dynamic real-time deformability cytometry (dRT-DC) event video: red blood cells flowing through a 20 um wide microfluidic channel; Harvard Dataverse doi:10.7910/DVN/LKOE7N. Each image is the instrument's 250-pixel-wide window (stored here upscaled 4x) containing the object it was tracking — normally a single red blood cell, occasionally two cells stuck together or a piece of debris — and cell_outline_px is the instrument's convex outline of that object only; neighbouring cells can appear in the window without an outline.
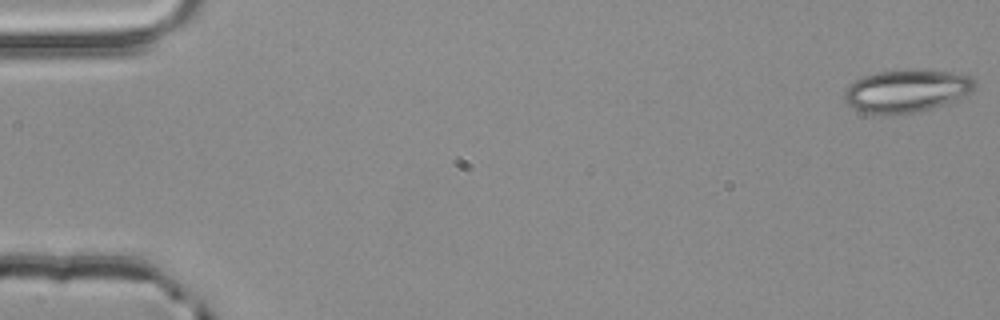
{"species": "common noctule bat (a hibernating species)", "species_latin": "Nyctalus noctula", "temperature_condition": "room temperature", "stored_images_in_passage": 55, "camera_frame_rate_fps": 3000, "um_per_image_px": 0.085, "animal": {"sex": "male", "body_mass_g": 20.4}, "frame": {"image": 1, "passage_image": 1, "time_ms": 0.0, "image_size_px": [1000, 320], "cell_outline_px": [[976, 84], [972, 92], [956, 100], [932, 108], [916, 112], [864, 112], [848, 104], [844, 100], [844, 96], [848, 88], [856, 80], [864, 76], [876, 72], [916, 68], [960, 72], [972, 76], [976, 80]], "centroid_in_image_um": [77.18, 7.66], "position_along_channel_um": 7.8, "area_um2": 32.31}}
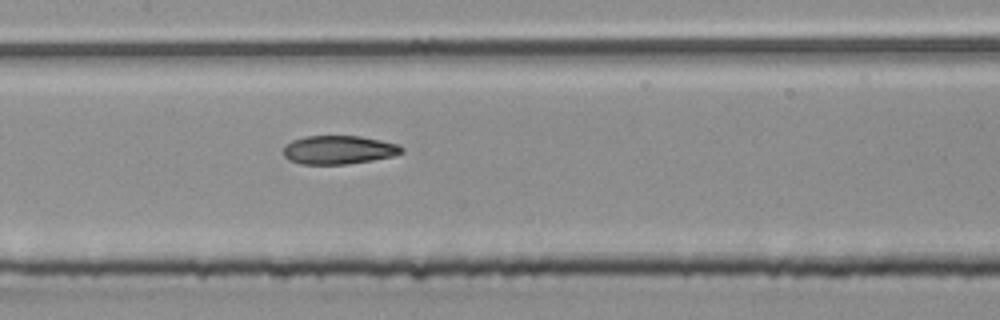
{"frame": {"image": 2, "passage_image": 27, "time_ms": 8.667, "image_size_px": [1000, 320], "cell_outline_px": [[404, 152], [392, 156], [372, 160], [348, 164], [300, 164], [288, 160], [284, 156], [284, 148], [292, 140], [304, 136], [360, 136], [400, 144], [404, 148]], "centroid_in_image_um": [28.81, 12.74], "position_along_channel_um": 178.6, "area_um2": 19.77}}
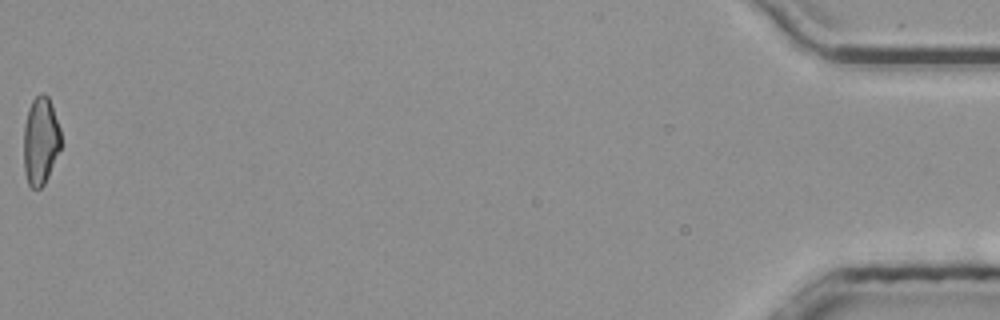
{"frame": {"image": 3, "passage_image": 55, "time_ms": 18.0, "image_size_px": [1000, 320], "cell_outline_px": [[60, 148], [48, 176], [44, 184], [40, 188], [32, 188], [28, 184], [24, 172], [24, 124], [28, 108], [32, 100], [40, 92], [44, 92], [48, 96], [52, 104], [60, 128]], "centroid_in_image_um": [3.43, 11.93], "position_along_channel_um": 431.8, "area_um2": 19.13}, "authors_computed_cell_mechanics": {"area_um2": 20.1722, "velocity_mm_per_s": 3.8487, "shape_relaxation_time_tau1_ms": 10.3189, "shape_relaxation_time_tau2_ms": 3.7917, "deformation_change_tau1": 0.2482, "deformation_change_tau2": 0.1118}}